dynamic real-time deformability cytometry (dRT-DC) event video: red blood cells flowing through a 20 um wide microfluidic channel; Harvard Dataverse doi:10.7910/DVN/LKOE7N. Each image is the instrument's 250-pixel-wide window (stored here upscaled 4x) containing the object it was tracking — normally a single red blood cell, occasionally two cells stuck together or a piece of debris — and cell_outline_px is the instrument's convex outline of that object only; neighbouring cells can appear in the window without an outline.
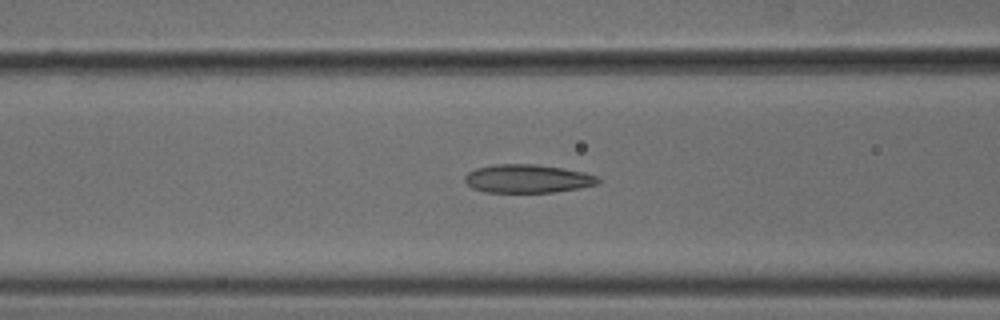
{"species": "common noctule bat (a hibernating species)", "species_latin": "Nyctalus noctula", "temperature_condition": "cold", "stored_images_in_passage": 44, "camera_frame_rate_fps": 3000, "um_per_image_px": 0.085, "animal": {"sex": "male", "body_mass_g": 18.8}, "frame": {"image": 1, "passage_image": 22, "time_ms": 7.0, "image_size_px": [1000, 320], "cell_outline_px": [[600, 184], [580, 188], [556, 192], [484, 192], [472, 188], [464, 180], [464, 176], [468, 172], [476, 168], [492, 164], [536, 164], [564, 168], [584, 172], [600, 176]], "centroid_in_image_um": [44.88, 15.18], "position_along_channel_um": 121.7, "area_um2": 22.37}}
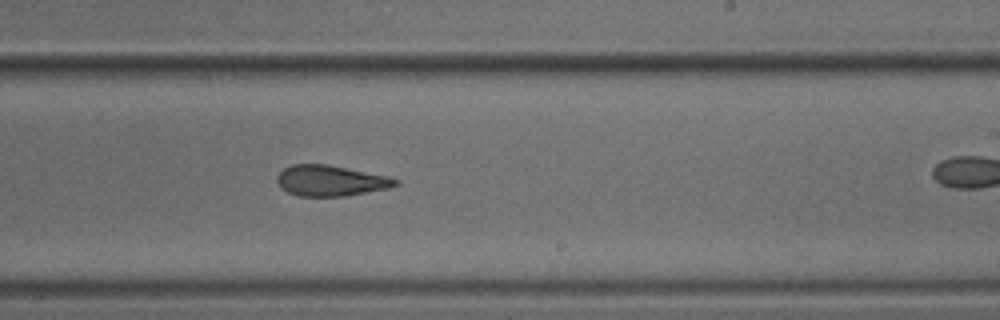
{"frame": {"image": 2, "passage_image": 33, "time_ms": 10.667, "image_size_px": [1000, 320], "cell_outline_px": [[400, 184], [388, 188], [344, 196], [300, 196], [288, 192], [280, 188], [276, 180], [276, 176], [284, 168], [292, 164], [324, 164], [388, 176], [400, 180]], "centroid_in_image_um": [28.08, 15.36], "position_along_channel_um": 260.9, "area_um2": 21.1}}
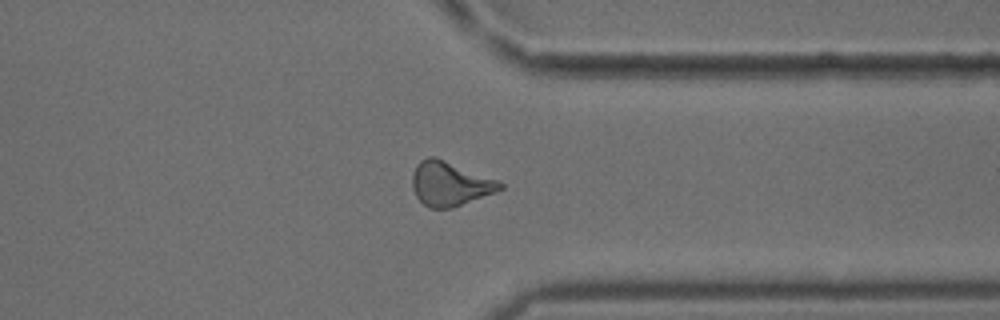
{"frame": {"image": 3, "passage_image": 42, "time_ms": 13.667, "image_size_px": [1000, 320], "cell_outline_px": [[504, 188], [496, 192], [452, 208], [428, 208], [416, 196], [412, 188], [412, 176], [416, 164], [420, 160], [428, 156], [436, 156], [496, 180], [504, 184]], "centroid_in_image_um": [38.21, 15.61], "position_along_channel_um": 373.2, "area_um2": 22.6}}